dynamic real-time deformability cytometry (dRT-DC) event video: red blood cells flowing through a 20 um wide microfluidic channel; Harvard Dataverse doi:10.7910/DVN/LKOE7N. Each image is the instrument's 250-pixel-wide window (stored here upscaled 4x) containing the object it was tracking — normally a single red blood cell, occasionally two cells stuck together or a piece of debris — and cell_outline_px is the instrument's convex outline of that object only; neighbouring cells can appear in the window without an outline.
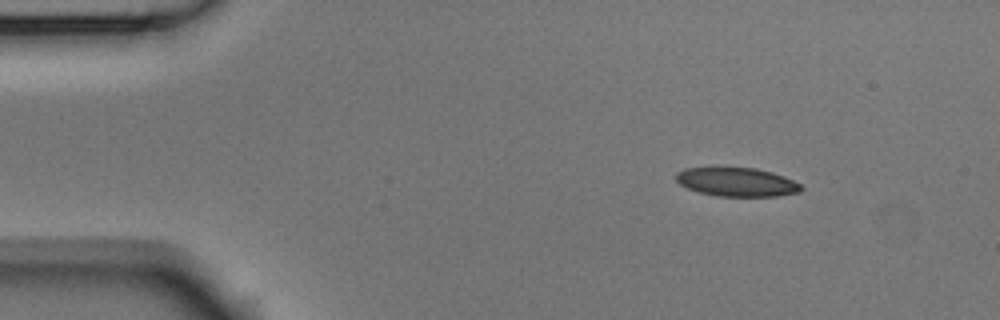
{"species": "Egyptian fruit bat (a non-hibernating species)", "species_latin": "Rousettus aegyptiacus", "temperature_condition": "room temperature", "stored_images_in_passage": 3, "camera_frame_rate_fps": 3000, "um_per_image_px": 0.085, "animal": {"sex": "male"}, "frame": {"image": 1, "passage_image": 1, "time_ms": 0.0, "image_size_px": [1000, 320], "cell_outline_px": [[804, 188], [800, 192], [776, 196], [716, 196], [700, 192], [688, 188], [680, 184], [676, 180], [676, 172], [684, 168], [708, 164], [720, 164], [756, 168], [772, 172], [784, 176], [800, 184]], "centroid_in_image_um": [62.55, 15.4], "position_along_channel_um": 22.4, "area_um2": 22.08}}